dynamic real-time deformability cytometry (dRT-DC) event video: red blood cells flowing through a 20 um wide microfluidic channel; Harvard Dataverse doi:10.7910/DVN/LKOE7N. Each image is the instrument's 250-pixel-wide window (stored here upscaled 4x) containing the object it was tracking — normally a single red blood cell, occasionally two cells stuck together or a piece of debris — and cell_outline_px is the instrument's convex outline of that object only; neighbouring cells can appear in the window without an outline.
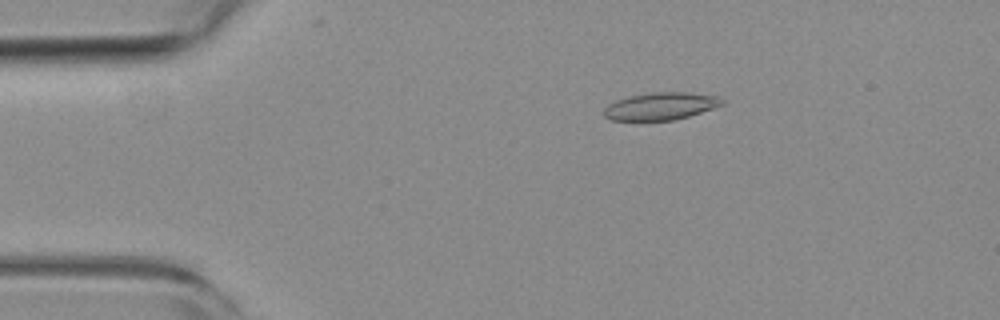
{"species": "common noctule bat (a hibernating species)", "species_latin": "Nyctalus noctula", "temperature_condition": "room temperature", "stored_images_in_passage": 52, "camera_frame_rate_fps": 3000, "um_per_image_px": 0.085, "animal": {"sex": "female", "body_mass_g": 19.3, "forearm_length_mm": 54.1}, "frame": {"image": 1, "passage_image": 8, "time_ms": 2.333, "image_size_px": [1000, 320], "cell_outline_px": [[724, 104], [688, 116], [672, 120], [612, 120], [604, 116], [604, 108], [608, 104], [616, 100], [628, 96], [652, 92], [688, 92], [716, 96], [724, 100]], "centroid_in_image_um": [56.13, 9.01], "position_along_channel_um": 28.9, "area_um2": 18.73}}
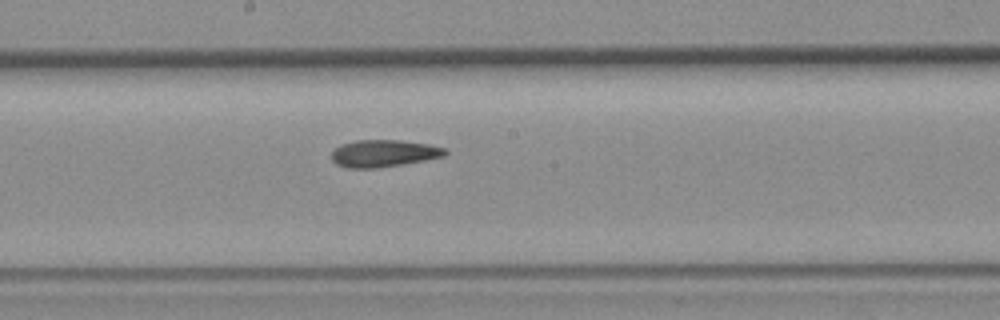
{"frame": {"image": 2, "passage_image": 27, "time_ms": 8.667, "image_size_px": [1000, 320], "cell_outline_px": [[448, 152], [444, 156], [424, 160], [376, 168], [344, 168], [336, 164], [332, 160], [332, 152], [340, 144], [356, 140], [400, 140], [428, 144], [444, 148]], "centroid_in_image_um": [32.57, 13.03], "position_along_channel_um": 215.6, "area_um2": 17.86}}
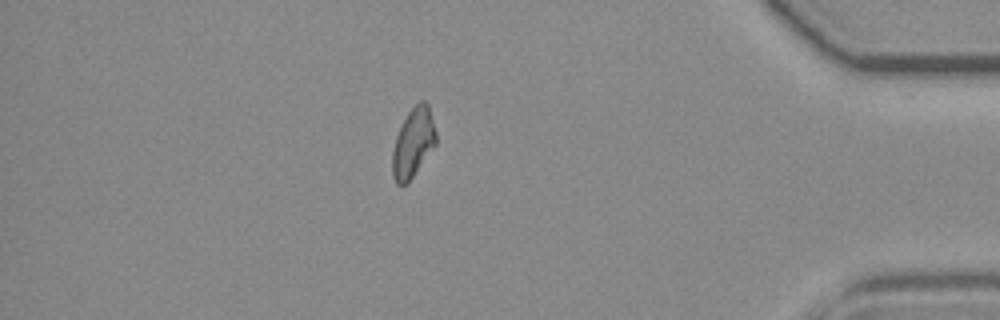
{"frame": {"image": 3, "passage_image": 45, "time_ms": 14.667, "image_size_px": [1000, 320], "cell_outline_px": [[436, 144], [412, 176], [404, 184], [396, 184], [392, 176], [392, 152], [396, 136], [408, 112], [420, 100], [424, 100], [428, 104], [436, 132]], "centroid_in_image_um": [35.11, 12.11], "position_along_channel_um": 400.1, "area_um2": 17.22}, "authors_computed_cell_mechanics": {"area_um2": 18.0047, "velocity_mm_per_s": 3.791, "shape_relaxation_time_tau1_ms": null, "shape_relaxation_time_tau2_ms": 6.4662, "deformation_change_tau1": null, "deformation_change_tau2": 0.1266}}